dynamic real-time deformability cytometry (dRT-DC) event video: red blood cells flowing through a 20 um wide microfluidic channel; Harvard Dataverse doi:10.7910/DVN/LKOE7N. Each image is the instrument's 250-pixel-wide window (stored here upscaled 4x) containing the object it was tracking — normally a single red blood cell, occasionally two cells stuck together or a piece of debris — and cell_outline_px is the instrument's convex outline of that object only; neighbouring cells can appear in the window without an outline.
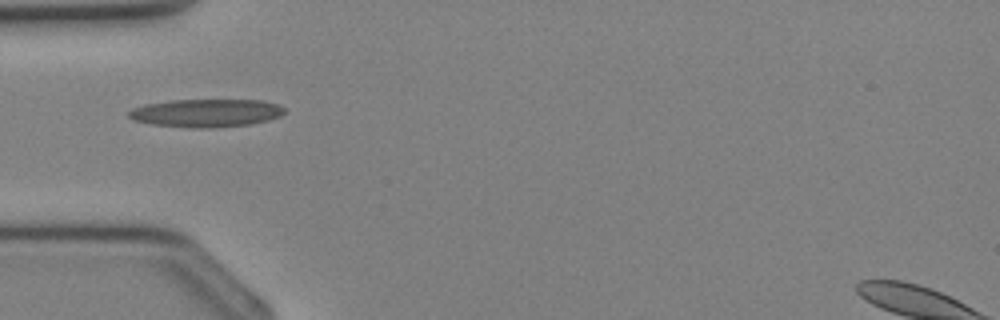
{"species": "Egyptian fruit bat (a non-hibernating species)", "species_latin": "Rousettus aegyptiacus", "temperature_condition": "cold", "stored_images_in_passage": 25, "camera_frame_rate_fps": 3000, "um_per_image_px": 0.085, "animal": {"sex": "female"}, "frame": {"image": 1, "passage_image": 1, "time_ms": 0.0, "image_size_px": [1000, 320], "cell_outline_px": [[284, 112], [280, 116], [268, 120], [248, 124], [212, 128], [192, 128], [152, 124], [132, 120], [128, 116], [128, 112], [132, 108], [144, 104], [168, 100], [264, 100], [280, 104], [284, 108]], "centroid_in_image_um": [17.5, 9.6], "position_along_channel_um": 67.5, "area_um2": 25.61}}
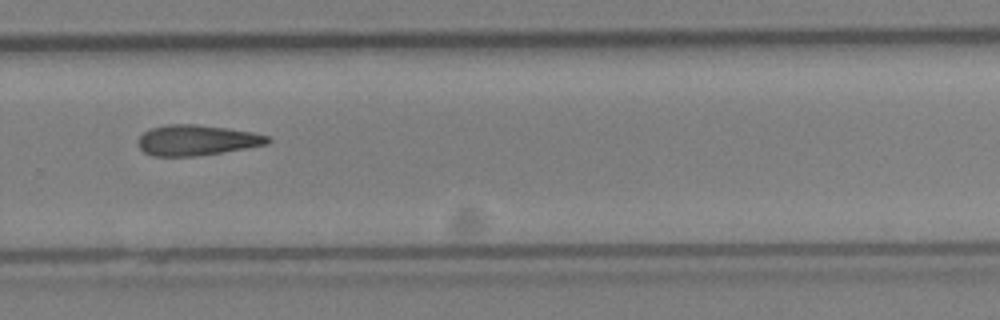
{"frame": {"image": 2, "passage_image": 14, "time_ms": 4.333, "image_size_px": [1000, 320], "cell_outline_px": [[272, 140], [268, 144], [196, 156], [152, 156], [144, 152], [140, 148], [140, 136], [144, 132], [152, 128], [168, 124], [196, 124], [252, 132], [268, 136]], "centroid_in_image_um": [16.72, 11.91], "position_along_channel_um": 313.1, "area_um2": 22.66}}
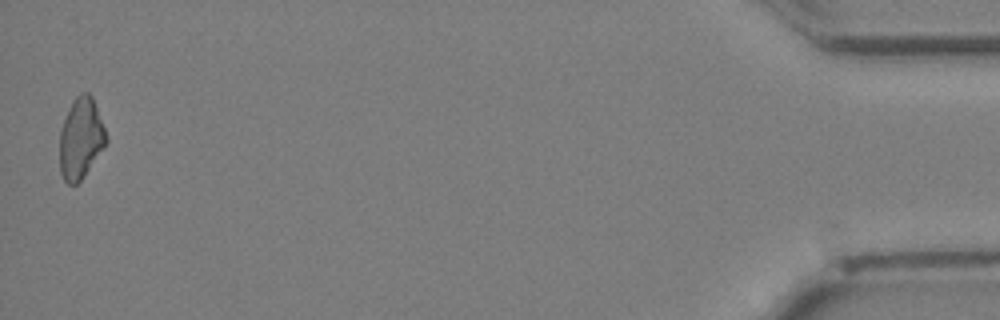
{"frame": {"image": 3, "passage_image": 25, "time_ms": 8.0, "image_size_px": [1000, 320], "cell_outline_px": [[108, 140], [104, 148], [84, 176], [76, 184], [68, 184], [64, 180], [60, 172], [60, 128], [72, 100], [80, 92], [88, 92], [92, 96], [104, 128]], "centroid_in_image_um": [6.86, 11.76], "position_along_channel_um": 428.3, "area_um2": 21.91}}